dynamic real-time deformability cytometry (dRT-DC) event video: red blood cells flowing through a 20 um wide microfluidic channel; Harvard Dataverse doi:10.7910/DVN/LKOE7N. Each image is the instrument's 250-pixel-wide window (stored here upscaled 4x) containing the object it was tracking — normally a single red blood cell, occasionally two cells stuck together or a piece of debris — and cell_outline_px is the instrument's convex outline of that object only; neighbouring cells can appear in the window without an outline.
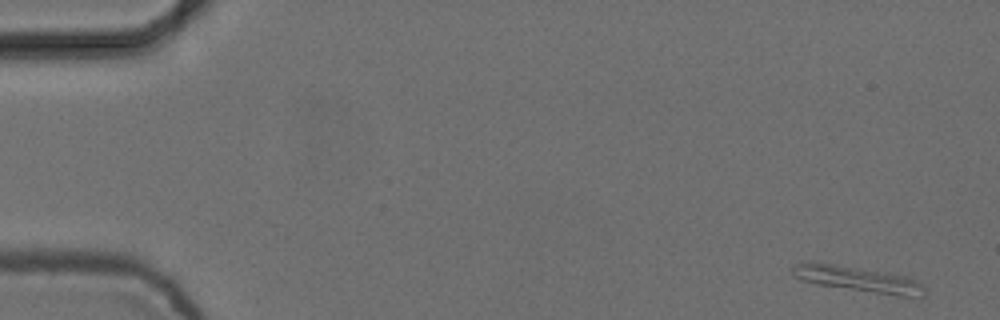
{"species": "common noctule bat (a hibernating species)", "species_latin": "Nyctalus noctula", "temperature_condition": "cold", "stored_images_in_passage": 4, "camera_frame_rate_fps": 3000, "um_per_image_px": 0.085, "animal": {"sex": "female", "body_mass_g": 24.6, "forearm_length_mm": 56.2}, "frame": {"image": 1, "passage_image": 1, "time_ms": 0.0, "image_size_px": [1000, 320], "cell_outline_px": [[928, 292], [924, 296], [900, 296], [816, 284], [804, 280], [796, 276], [792, 272], [792, 268], [796, 264], [804, 260], [812, 260], [904, 276], [916, 280]], "centroid_in_image_um": [72.87, 23.71], "position_along_channel_um": 12.1, "area_um2": 19.36}}
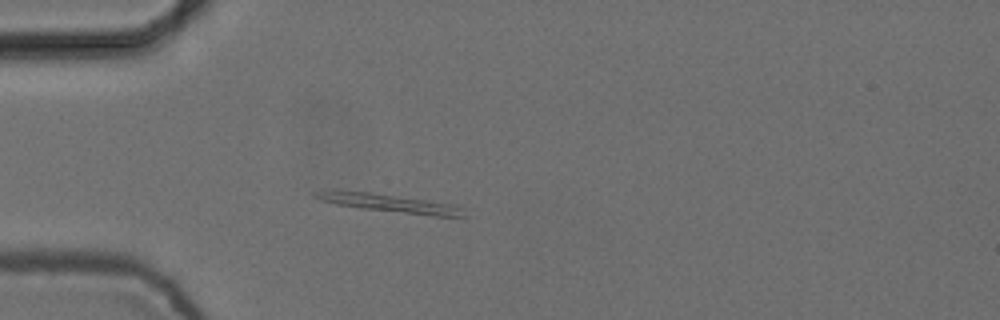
{"frame": {"image": 2, "passage_image": 4, "time_ms": 1.0, "image_size_px": [1000, 320], "cell_outline_px": [[464, 216], [432, 216], [360, 208], [336, 204], [320, 200], [312, 196], [312, 192], [320, 188], [332, 188], [372, 192], [452, 204], [464, 208]], "centroid_in_image_um": [32.89, 17.22], "position_along_channel_um": 52.1, "area_um2": 16.24}}